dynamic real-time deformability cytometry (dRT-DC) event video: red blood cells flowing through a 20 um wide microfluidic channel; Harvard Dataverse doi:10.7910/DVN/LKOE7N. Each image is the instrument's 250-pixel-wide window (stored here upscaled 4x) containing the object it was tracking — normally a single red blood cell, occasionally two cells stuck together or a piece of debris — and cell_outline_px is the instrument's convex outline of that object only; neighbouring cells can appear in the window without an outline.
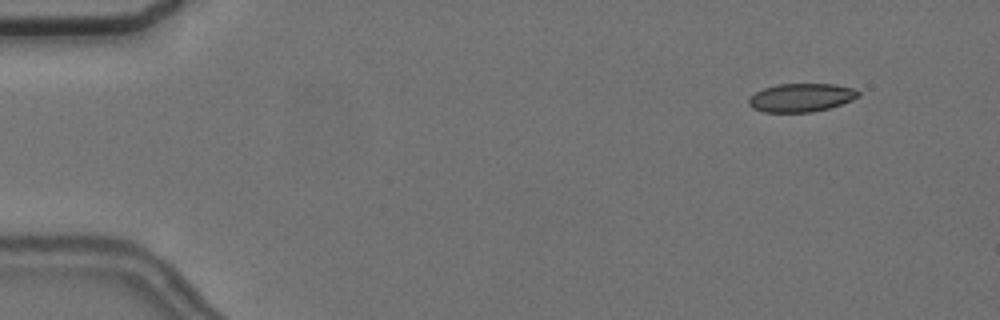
{"species": "common noctule bat (a hibernating species)", "species_latin": "Nyctalus noctula", "temperature_condition": "cold", "stored_images_in_passage": 19, "camera_frame_rate_fps": 3000, "um_per_image_px": 0.085, "animal": {"sex": "female", "body_mass_g": 24.6, "forearm_length_mm": 56.2}, "frame": {"image": 1, "passage_image": 6, "time_ms": 1.667, "image_size_px": [1000, 320], "cell_outline_px": [[860, 96], [852, 100], [828, 108], [812, 112], [764, 112], [752, 108], [748, 104], [748, 100], [756, 92], [764, 88], [780, 84], [836, 84], [856, 88], [860, 92]], "centroid_in_image_um": [68.13, 8.29], "position_along_channel_um": 16.9, "area_um2": 18.15}}
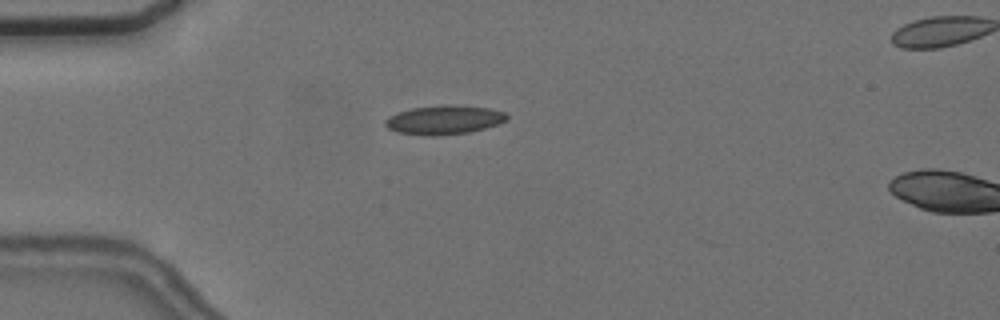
{"frame": {"image": 2, "passage_image": 16, "time_ms": 5.0, "image_size_px": [1000, 320], "cell_outline_px": [[508, 120], [500, 124], [468, 132], [432, 136], [396, 132], [388, 128], [384, 124], [384, 120], [388, 116], [412, 108], [456, 104], [488, 108], [504, 112], [508, 116]], "centroid_in_image_um": [37.76, 10.18], "position_along_channel_um": 47.2, "area_um2": 20.46}}